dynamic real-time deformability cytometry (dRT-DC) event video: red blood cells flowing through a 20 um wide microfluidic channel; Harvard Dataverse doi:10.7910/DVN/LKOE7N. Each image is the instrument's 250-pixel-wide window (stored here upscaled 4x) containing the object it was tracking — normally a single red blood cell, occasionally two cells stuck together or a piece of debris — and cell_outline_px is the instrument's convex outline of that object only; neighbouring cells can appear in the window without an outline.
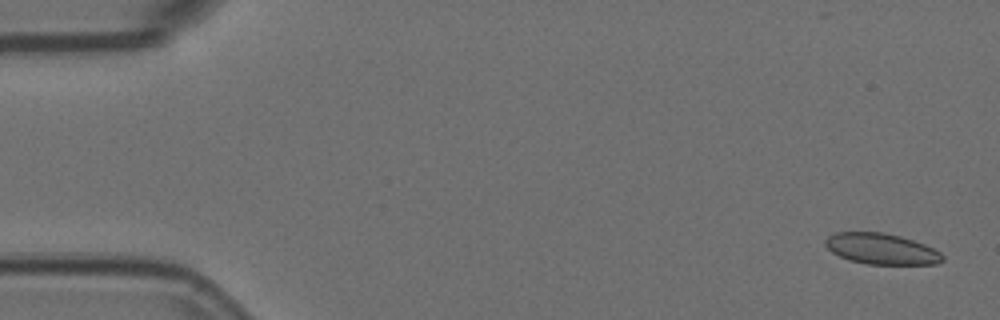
{"species": "Egyptian fruit bat (a non-hibernating species)", "species_latin": "Rousettus aegyptiacus", "temperature_condition": "room temperature", "stored_images_in_passage": 5, "camera_frame_rate_fps": 3000, "um_per_image_px": 0.085, "animal": {"sex": "female"}, "frame": {"image": 1, "passage_image": 1, "time_ms": 0.0, "image_size_px": [1000, 320], "cell_outline_px": [[944, 260], [936, 264], [868, 264], [848, 260], [832, 252], [824, 244], [824, 240], [828, 236], [836, 232], [884, 232], [900, 236], [924, 244], [940, 252], [944, 256]], "centroid_in_image_um": [74.9, 21.15], "position_along_channel_um": 10.1, "area_um2": 21.1}}
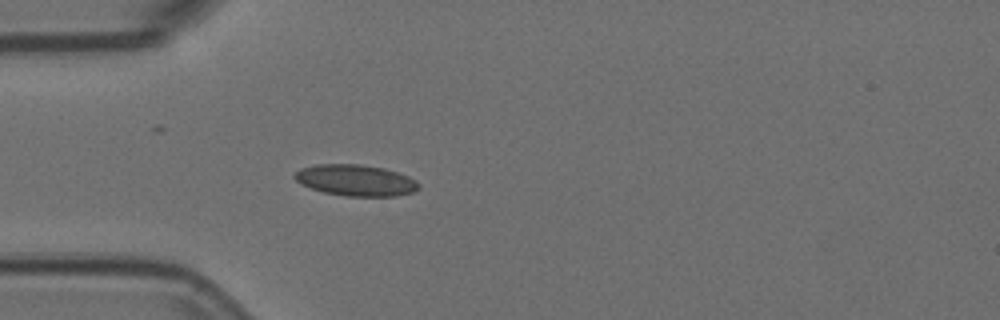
{"frame": {"image": 2, "passage_image": 5, "time_ms": 1.333, "image_size_px": [1000, 320], "cell_outline_px": [[420, 188], [412, 192], [396, 196], [344, 196], [324, 192], [300, 184], [292, 176], [300, 168], [316, 164], [360, 164], [384, 168], [408, 176], [416, 180], [420, 184]], "centroid_in_image_um": [30.23, 15.32], "position_along_channel_um": 54.8, "area_um2": 22.66}}